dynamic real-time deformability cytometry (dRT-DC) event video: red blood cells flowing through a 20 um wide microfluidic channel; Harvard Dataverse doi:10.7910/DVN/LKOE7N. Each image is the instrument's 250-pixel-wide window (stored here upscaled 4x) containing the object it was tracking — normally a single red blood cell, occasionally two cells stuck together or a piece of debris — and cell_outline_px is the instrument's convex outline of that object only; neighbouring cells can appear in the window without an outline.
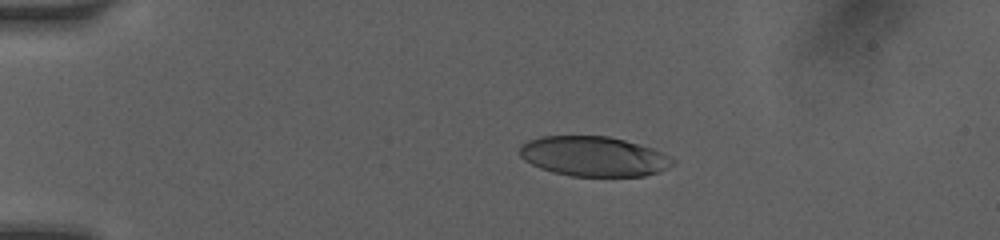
{"species": "human", "species_latin": "Homo sapiens", "temperature_condition": "room temperature", "stored_images_in_passage": 17, "camera_frame_rate_fps": 3000, "um_per_image_px": 0.085, "donor": {"sex": "female"}, "frame": {"image": 1, "passage_image": 4, "time_ms": 3.333, "image_size_px": [1000, 240], "cell_outline_px": [[676, 164], [668, 168], [644, 176], [572, 176], [552, 172], [540, 168], [524, 160], [520, 156], [520, 144], [528, 140], [540, 136], [608, 136], [624, 140], [652, 148], [676, 160]], "centroid_in_image_um": [50.45, 13.29], "position_along_channel_um": 34.6, "area_um2": 35.6}}
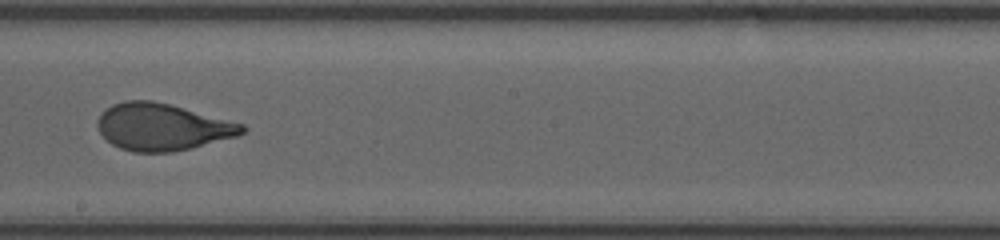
{"frame": {"image": 2, "passage_image": 10, "time_ms": 9.667, "image_size_px": [1000, 240], "cell_outline_px": [[248, 128], [244, 132], [236, 136], [172, 152], [132, 152], [120, 148], [112, 144], [100, 132], [96, 124], [96, 120], [112, 104], [124, 100], [152, 100], [168, 104], [244, 124]], "centroid_in_image_um": [13.76, 10.79], "position_along_channel_um": 234.4, "area_um2": 39.07}}
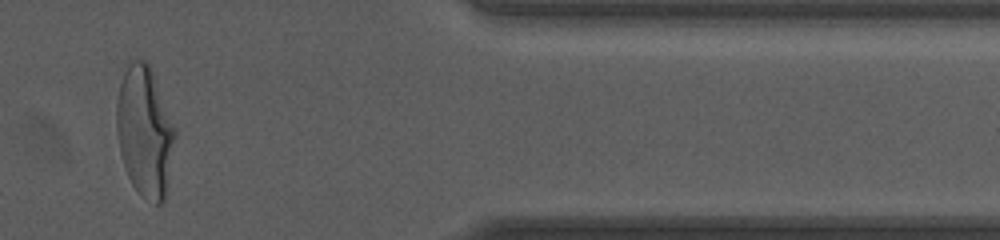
{"frame": {"image": 3, "passage_image": 15, "time_ms": 14.333, "image_size_px": [1000, 240], "cell_outline_px": [[176, 136], [164, 200], [160, 204], [156, 204], [144, 200], [140, 196], [132, 184], [128, 176], [120, 152], [116, 132], [116, 100], [120, 84], [124, 72], [128, 64], [132, 60], [148, 60], [176, 128]], "centroid_in_image_um": [12.3, 11.17], "position_along_channel_um": 399.1, "area_um2": 44.68}, "authors_computed_cell_mechanics": {"area_um2": 39.6508, "velocity_mm_per_s": 4.0966, "shape_relaxation_time_tau1_ms": 3.1868, "shape_relaxation_time_tau2_ms": null, "deformation_change_tau1": 0.1628, "deformation_change_tau2": null}}